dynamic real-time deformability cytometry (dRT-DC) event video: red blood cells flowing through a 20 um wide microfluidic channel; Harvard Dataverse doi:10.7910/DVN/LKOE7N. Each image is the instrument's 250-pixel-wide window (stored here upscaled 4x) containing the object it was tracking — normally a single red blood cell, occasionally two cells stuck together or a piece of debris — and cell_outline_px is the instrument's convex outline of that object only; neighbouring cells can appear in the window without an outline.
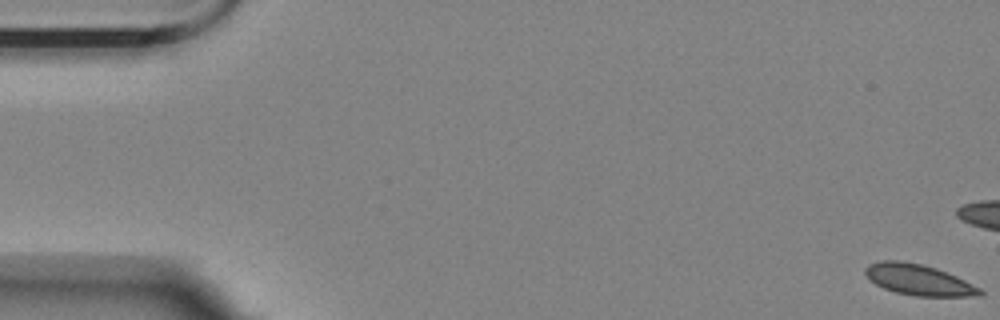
{"species": "Egyptian fruit bat (a non-hibernating species)", "species_latin": "Rousettus aegyptiacus", "temperature_condition": "room temperature", "stored_images_in_passage": 18, "camera_frame_rate_fps": 3000, "um_per_image_px": 0.085, "animal": {"sex": "female"}, "frame": {"image": 1, "passage_image": 1, "time_ms": 0.0, "image_size_px": [1000, 320], "cell_outline_px": [[984, 292], [980, 296], [916, 296], [896, 292], [884, 288], [868, 280], [864, 272], [864, 268], [868, 264], [880, 260], [900, 260], [920, 264], [936, 268], [956, 276], [980, 288]], "centroid_in_image_um": [78.04, 23.77], "position_along_channel_um": 7.0, "area_um2": 20.63}}